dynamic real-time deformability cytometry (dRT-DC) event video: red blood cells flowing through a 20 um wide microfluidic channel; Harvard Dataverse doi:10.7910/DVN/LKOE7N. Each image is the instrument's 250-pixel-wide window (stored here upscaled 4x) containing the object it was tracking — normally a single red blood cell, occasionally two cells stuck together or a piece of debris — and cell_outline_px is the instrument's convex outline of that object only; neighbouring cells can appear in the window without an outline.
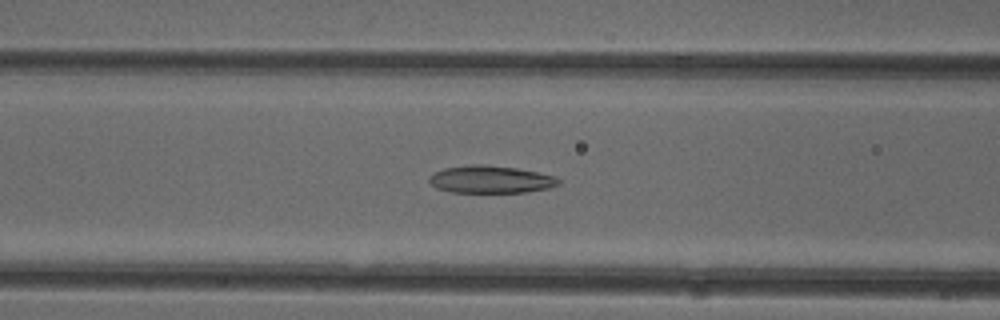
{"species": "common noctule bat (a hibernating species)", "species_latin": "Nyctalus noctula", "temperature_condition": "cold", "stored_images_in_passage": 51, "camera_frame_rate_fps": 3000, "um_per_image_px": 0.085, "animal": {"sex": "female"}, "frame": {"image": 1, "passage_image": 20, "time_ms": 6.333, "image_size_px": [1000, 320], "cell_outline_px": [[560, 184], [548, 188], [524, 192], [448, 192], [436, 188], [428, 180], [428, 176], [432, 172], [444, 168], [472, 164], [484, 164], [516, 168], [556, 176], [560, 180]], "centroid_in_image_um": [41.66, 15.24], "position_along_channel_um": 124.9, "area_um2": 20.81}}
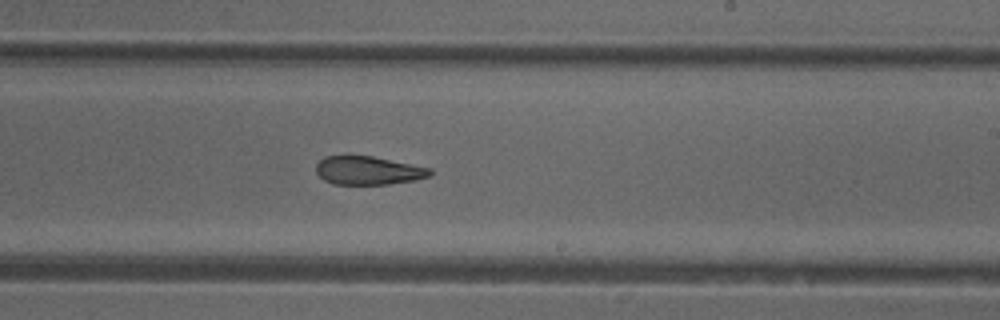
{"frame": {"image": 2, "passage_image": 30, "time_ms": 9.667, "image_size_px": [1000, 320], "cell_outline_px": [[432, 176], [416, 180], [388, 184], [332, 184], [324, 180], [316, 172], [316, 164], [324, 156], [372, 156], [432, 168]], "centroid_in_image_um": [31.32, 14.49], "position_along_channel_um": 257.7, "area_um2": 18.96}}
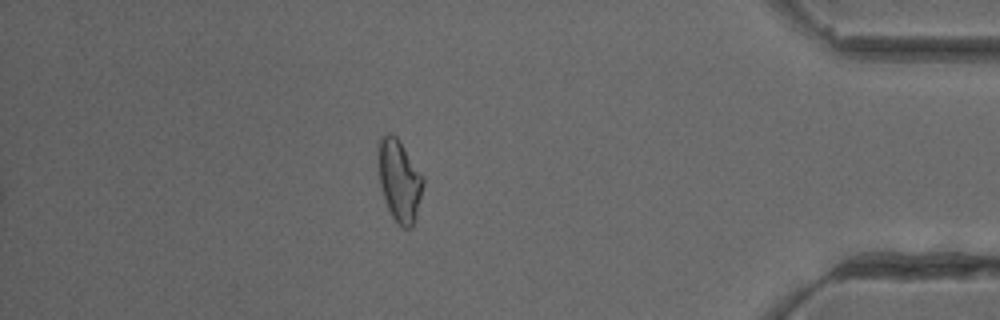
{"frame": {"image": 3, "passage_image": 44, "time_ms": 14.333, "image_size_px": [1000, 320], "cell_outline_px": [[424, 184], [416, 216], [412, 228], [404, 228], [392, 216], [388, 208], [380, 188], [376, 156], [376, 140], [380, 136], [388, 132], [396, 136], [424, 176]], "centroid_in_image_um": [33.9, 15.27], "position_along_channel_um": 401.3, "area_um2": 21.91}, "authors_computed_cell_mechanics": {"area_um2": 21.6172, "velocity_mm_per_s": 3.9863, "shape_relaxation_time_tau1_ms": null, "shape_relaxation_time_tau2_ms": 3.8557, "deformation_change_tau1": null, "deformation_change_tau2": 0.1102}}